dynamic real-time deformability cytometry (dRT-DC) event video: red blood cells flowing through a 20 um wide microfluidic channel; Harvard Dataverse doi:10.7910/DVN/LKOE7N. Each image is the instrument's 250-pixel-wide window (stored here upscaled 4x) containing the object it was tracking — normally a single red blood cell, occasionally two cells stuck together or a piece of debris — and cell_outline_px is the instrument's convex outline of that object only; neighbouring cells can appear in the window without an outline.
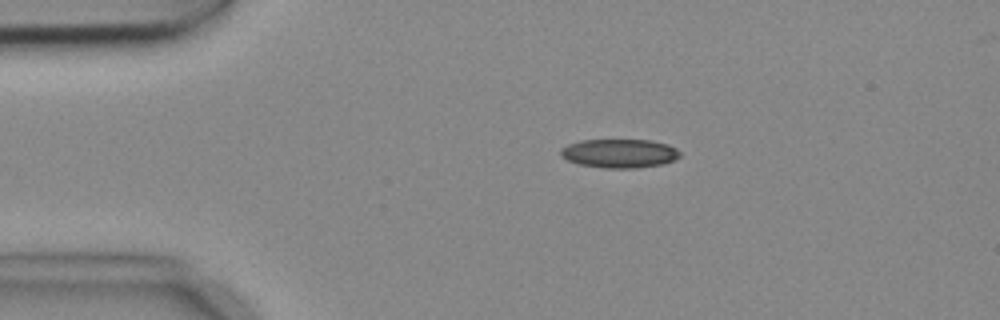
{"species": "common noctule bat (a hibernating species)", "species_latin": "Nyctalus noctula", "temperature_condition": "cold", "stored_images_in_passage": 6, "camera_frame_rate_fps": 3000, "um_per_image_px": 0.085, "animal": {"sex": "female", "body_mass_g": 18.4}, "frame": {"image": 1, "passage_image": 3, "time_ms": 0.667, "image_size_px": [1000, 320], "cell_outline_px": [[680, 156], [676, 160], [664, 164], [636, 168], [604, 168], [580, 164], [568, 160], [560, 156], [560, 148], [568, 144], [580, 140], [648, 140], [668, 144], [676, 148], [680, 152]], "centroid_in_image_um": [52.66, 13.04], "position_along_channel_um": 32.3, "area_um2": 20.17}}